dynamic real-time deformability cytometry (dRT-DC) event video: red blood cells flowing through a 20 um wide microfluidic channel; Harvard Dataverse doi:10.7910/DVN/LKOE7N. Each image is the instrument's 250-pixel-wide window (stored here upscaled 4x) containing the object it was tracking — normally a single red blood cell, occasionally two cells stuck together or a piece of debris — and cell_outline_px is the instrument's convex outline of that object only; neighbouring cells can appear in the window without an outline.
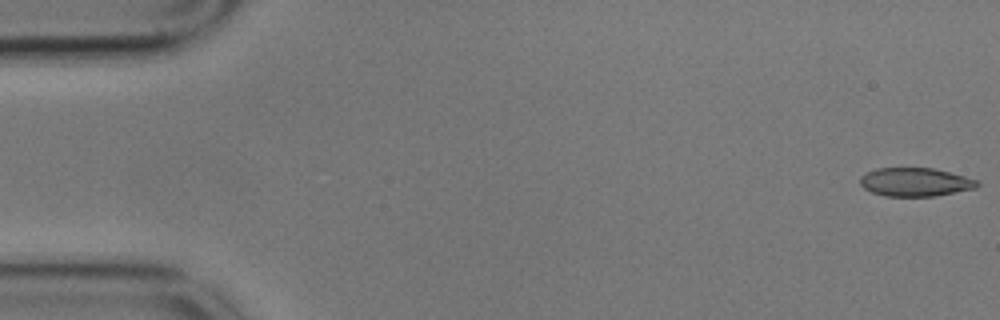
{"species": "common noctule bat (a hibernating species)", "species_latin": "Nyctalus noctula", "temperature_condition": "cold", "stored_images_in_passage": 15, "camera_frame_rate_fps": 3000, "um_per_image_px": 0.085, "animal": {"sex": "male", "body_mass_g": 17.9}, "frame": {"image": 1, "passage_image": 1, "time_ms": 0.0, "image_size_px": [1000, 320], "cell_outline_px": [[980, 184], [976, 188], [936, 196], [884, 196], [872, 192], [864, 188], [860, 184], [860, 176], [876, 168], [936, 168], [964, 176], [976, 180]], "centroid_in_image_um": [77.79, 15.47], "position_along_channel_um": 7.2, "area_um2": 19.48}}